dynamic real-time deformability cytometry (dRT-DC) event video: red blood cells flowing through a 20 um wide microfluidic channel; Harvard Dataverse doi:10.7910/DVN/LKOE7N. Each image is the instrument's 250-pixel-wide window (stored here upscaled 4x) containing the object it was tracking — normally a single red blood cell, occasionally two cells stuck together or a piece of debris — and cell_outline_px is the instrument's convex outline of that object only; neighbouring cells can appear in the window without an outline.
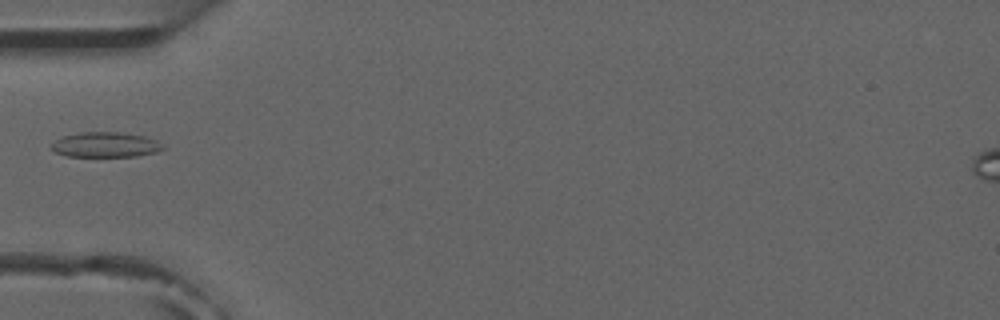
{"species": "common noctule bat (a hibernating species)", "species_latin": "Nyctalus noctula", "temperature_condition": "room temperature", "stored_images_in_passage": 4, "camera_frame_rate_fps": 3000, "um_per_image_px": 0.085, "animal": {"sex": "male", "forearm_length_mm": 52.5}, "frame": {"image": 1, "passage_image": 4, "time_ms": 4.667, "image_size_px": [1000, 320], "cell_outline_px": [[164, 148], [156, 152], [136, 156], [68, 156], [56, 152], [52, 148], [52, 144], [56, 140], [64, 136], [80, 132], [116, 132], [144, 136], [156, 140], [164, 144]], "centroid_in_image_um": [9.0, 12.3], "position_along_channel_um": 76.0, "area_um2": 16.07}}